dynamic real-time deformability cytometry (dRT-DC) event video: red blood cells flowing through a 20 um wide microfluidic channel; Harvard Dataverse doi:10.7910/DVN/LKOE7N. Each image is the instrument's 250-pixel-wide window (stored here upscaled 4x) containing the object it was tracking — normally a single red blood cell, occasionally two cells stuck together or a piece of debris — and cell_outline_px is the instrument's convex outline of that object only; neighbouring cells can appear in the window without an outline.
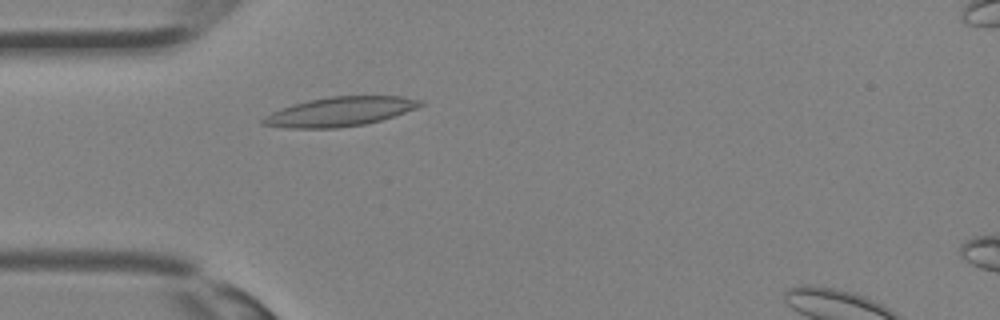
{"species": "Egyptian fruit bat (a non-hibernating species)", "species_latin": "Rousettus aegyptiacus", "temperature_condition": "room temperature", "stored_images_in_passage": 24, "camera_frame_rate_fps": 3000, "um_per_image_px": 0.085, "animal": {"sex": "female"}, "frame": {"image": 1, "passage_image": 1, "time_ms": 0.0, "image_size_px": [1000, 320], "cell_outline_px": [[424, 104], [416, 108], [380, 120], [364, 124], [336, 128], [288, 128], [260, 124], [260, 120], [264, 116], [280, 108], [292, 104], [308, 100], [332, 96], [404, 96], [424, 100]], "centroid_in_image_um": [28.87, 9.48], "position_along_channel_um": 56.1, "area_um2": 26.82}}
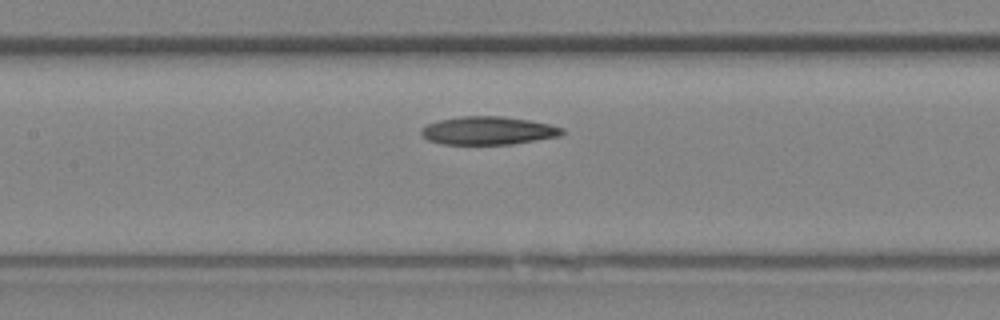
{"frame": {"image": 2, "passage_image": 7, "time_ms": 2.0, "image_size_px": [1000, 320], "cell_outline_px": [[564, 132], [560, 136], [512, 144], [444, 144], [428, 140], [420, 132], [420, 128], [436, 120], [460, 116], [500, 116], [528, 120], [548, 124], [564, 128]], "centroid_in_image_um": [41.47, 11.1], "position_along_channel_um": 165.9, "area_um2": 23.06}}
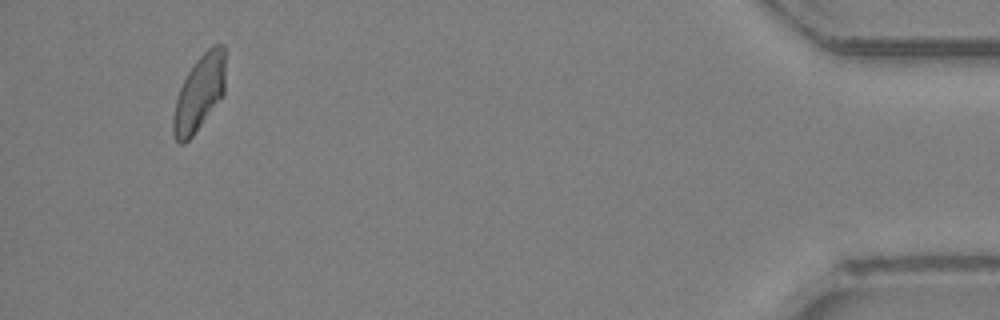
{"frame": {"image": 3, "passage_image": 24, "time_ms": 7.667, "image_size_px": [1000, 320], "cell_outline_px": [[224, 96], [192, 136], [184, 144], [180, 144], [172, 136], [172, 116], [176, 100], [180, 88], [188, 72], [196, 60], [212, 44], [224, 44]], "centroid_in_image_um": [16.93, 7.94], "position_along_channel_um": 418.3, "area_um2": 23.06}}